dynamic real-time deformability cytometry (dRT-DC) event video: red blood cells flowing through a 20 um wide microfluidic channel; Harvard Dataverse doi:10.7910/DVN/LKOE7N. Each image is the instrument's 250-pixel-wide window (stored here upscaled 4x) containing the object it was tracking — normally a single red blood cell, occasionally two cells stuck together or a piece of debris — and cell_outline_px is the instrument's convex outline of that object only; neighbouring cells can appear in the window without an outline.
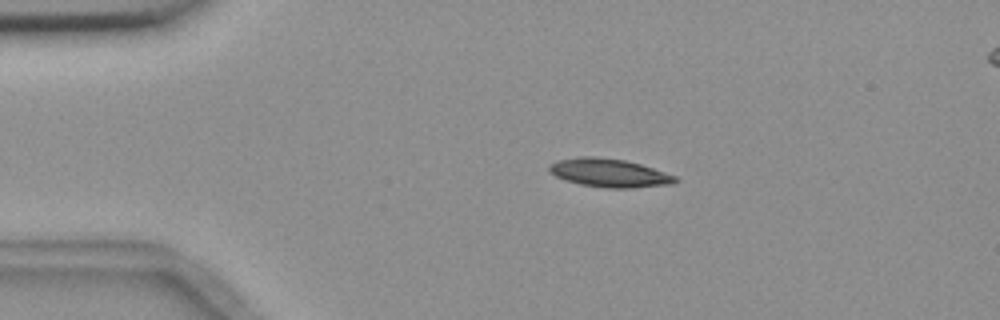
{"species": "common noctule bat (a hibernating species)", "species_latin": "Nyctalus noctula", "temperature_condition": "room temperature", "stored_images_in_passage": 5, "camera_frame_rate_fps": 3000, "um_per_image_px": 0.085, "animal": {"sex": "female", "body_mass_g": 18.4}, "frame": {"image": 1, "passage_image": 3, "time_ms": 2.333, "image_size_px": [1000, 320], "cell_outline_px": [[680, 180], [672, 184], [632, 188], [604, 188], [580, 184], [556, 176], [548, 172], [548, 168], [552, 164], [560, 160], [584, 156], [596, 156], [624, 160], [640, 164], [676, 176]], "centroid_in_image_um": [51.82, 14.7], "position_along_channel_um": 33.2, "area_um2": 20.69}}